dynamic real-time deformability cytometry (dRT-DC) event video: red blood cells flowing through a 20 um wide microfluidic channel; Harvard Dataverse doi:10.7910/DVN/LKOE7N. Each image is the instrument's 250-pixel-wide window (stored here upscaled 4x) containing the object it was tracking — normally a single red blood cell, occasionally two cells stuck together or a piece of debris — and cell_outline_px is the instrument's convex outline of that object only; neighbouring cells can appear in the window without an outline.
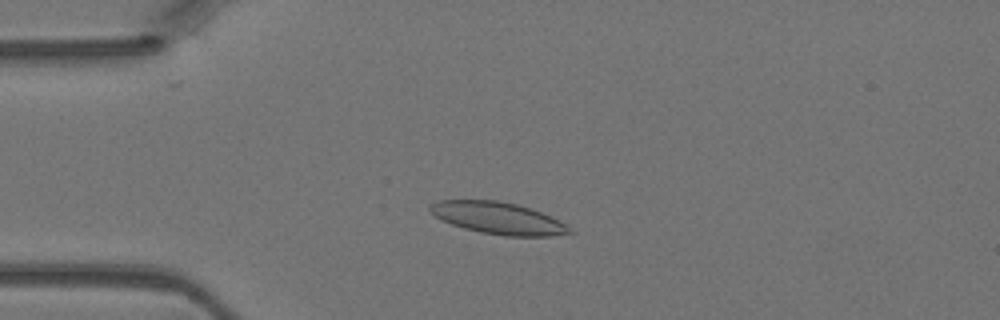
{"species": "Egyptian fruit bat (a non-hibernating species)", "species_latin": "Rousettus aegyptiacus", "temperature_condition": "warm", "stored_images_in_passage": 46, "camera_frame_rate_fps": 3000, "um_per_image_px": 0.085, "animal": {"sex": "female"}, "frame": {"image": 1, "passage_image": 11, "time_ms": 3.333, "image_size_px": [1000, 320], "cell_outline_px": [[576, 232], [552, 236], [504, 236], [480, 232], [464, 228], [452, 224], [436, 216], [428, 208], [432, 204], [440, 200], [496, 200], [516, 204], [540, 212], [564, 224]], "centroid_in_image_um": [42.34, 18.55], "position_along_channel_um": 42.7, "area_um2": 25.49}}
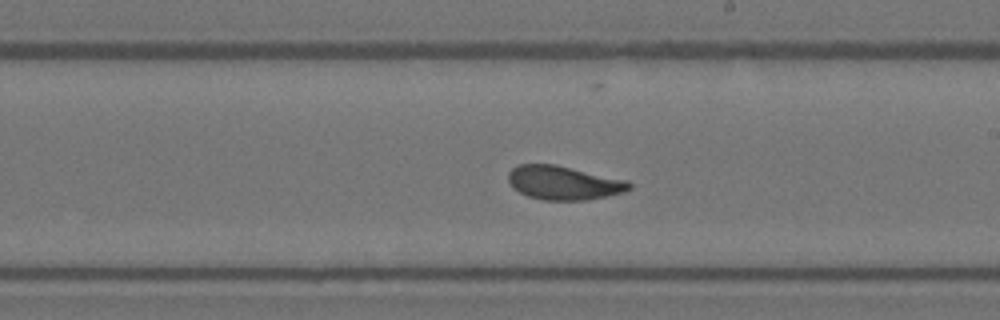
{"frame": {"image": 2, "passage_image": 26, "time_ms": 8.333, "image_size_px": [1000, 320], "cell_outline_px": [[632, 188], [624, 192], [608, 196], [584, 200], [544, 200], [528, 196], [512, 188], [508, 180], [508, 172], [512, 168], [520, 164], [556, 164], [628, 180], [632, 184]], "centroid_in_image_um": [47.92, 15.53], "position_along_channel_um": 241.1, "area_um2": 24.04}}
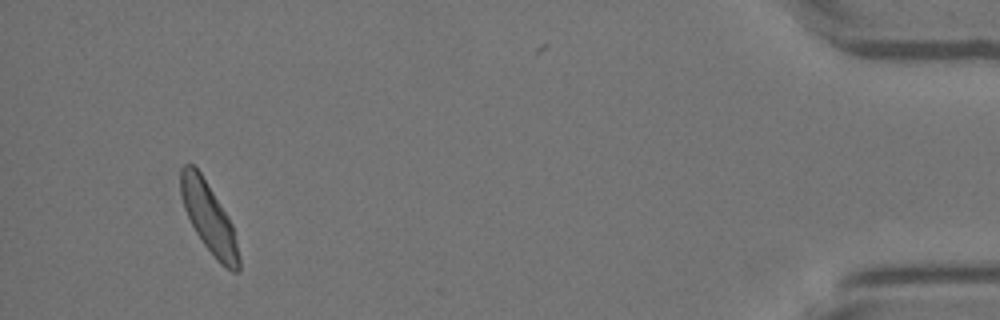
{"frame": {"image": 3, "passage_image": 43, "time_ms": 14.0, "image_size_px": [1000, 320], "cell_outline_px": [[240, 272], [232, 272], [220, 264], [216, 260], [204, 244], [196, 232], [184, 208], [180, 196], [180, 168], [184, 164], [192, 164], [200, 172], [228, 216], [232, 224], [240, 260]], "centroid_in_image_um": [17.75, 18.53], "position_along_channel_um": 417.5, "area_um2": 23.47}}